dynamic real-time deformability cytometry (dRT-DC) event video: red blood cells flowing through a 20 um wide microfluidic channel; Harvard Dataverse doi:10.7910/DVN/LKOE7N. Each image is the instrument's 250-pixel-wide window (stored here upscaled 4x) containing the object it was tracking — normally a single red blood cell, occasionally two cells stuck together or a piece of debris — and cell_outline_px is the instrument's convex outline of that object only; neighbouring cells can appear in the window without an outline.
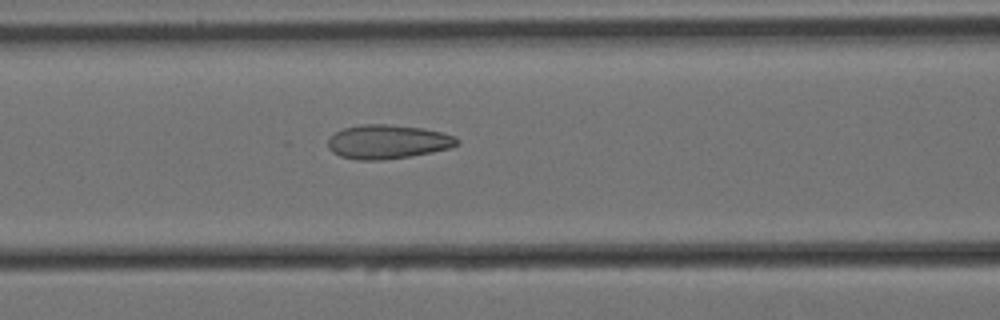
{"species": "Egyptian fruit bat (a non-hibernating species)", "species_latin": "Rousettus aegyptiacus", "temperature_condition": "cold", "stored_images_in_passage": 19, "camera_frame_rate_fps": 3000, "um_per_image_px": 0.085, "animal": {"sex": "female"}, "frame": {"image": 1, "passage_image": 15, "time_ms": 4.667, "image_size_px": [1000, 320], "cell_outline_px": [[460, 144], [452, 148], [412, 156], [384, 160], [356, 160], [340, 156], [332, 152], [328, 148], [328, 136], [344, 128], [360, 124], [388, 124], [424, 128], [456, 136], [460, 140]], "centroid_in_image_um": [32.97, 12.05], "position_along_channel_um": 133.6, "area_um2": 26.01}}
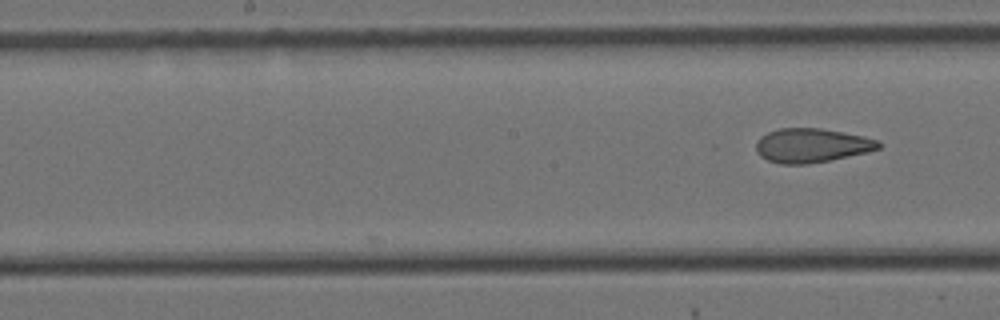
{"frame": {"image": 2, "passage_image": 19, "time_ms": 6.0, "image_size_px": [1000, 320], "cell_outline_px": [[880, 148], [864, 152], [828, 160], [808, 164], [780, 164], [768, 160], [760, 156], [756, 152], [756, 140], [760, 136], [768, 132], [780, 128], [820, 128], [864, 136], [880, 140]], "centroid_in_image_um": [68.94, 12.35], "position_along_channel_um": 179.3, "area_um2": 24.22}}